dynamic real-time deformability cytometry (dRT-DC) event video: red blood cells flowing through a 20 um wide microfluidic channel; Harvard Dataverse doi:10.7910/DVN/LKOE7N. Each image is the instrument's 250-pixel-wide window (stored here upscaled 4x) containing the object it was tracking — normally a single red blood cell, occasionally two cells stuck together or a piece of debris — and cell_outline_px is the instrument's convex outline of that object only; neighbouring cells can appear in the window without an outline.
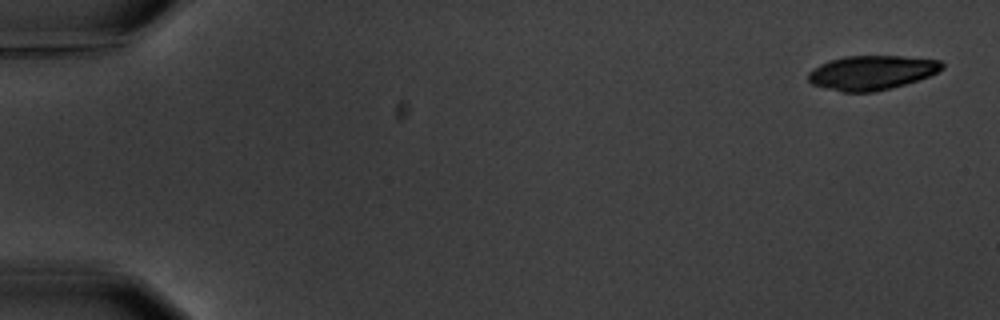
{"species": "common noctule bat (a hibernating species)", "species_latin": "Nyctalus noctula", "temperature_condition": "warm", "stored_images_in_passage": 11, "camera_frame_rate_fps": 3000, "um_per_image_px": 0.085, "animal": {"sex": "male", "body_mass_g": 20.1, "forearm_length_mm": 53.5}, "frame": {"image": 1, "passage_image": 1, "time_ms": 0.0, "image_size_px": [1000, 320], "cell_outline_px": [[944, 68], [928, 76], [892, 88], [876, 92], [840, 92], [824, 88], [812, 84], [808, 80], [808, 72], [812, 68], [828, 60], [844, 56], [900, 56], [940, 60], [944, 64]], "centroid_in_image_um": [74.05, 6.17], "position_along_channel_um": 11.0, "area_um2": 26.88}}
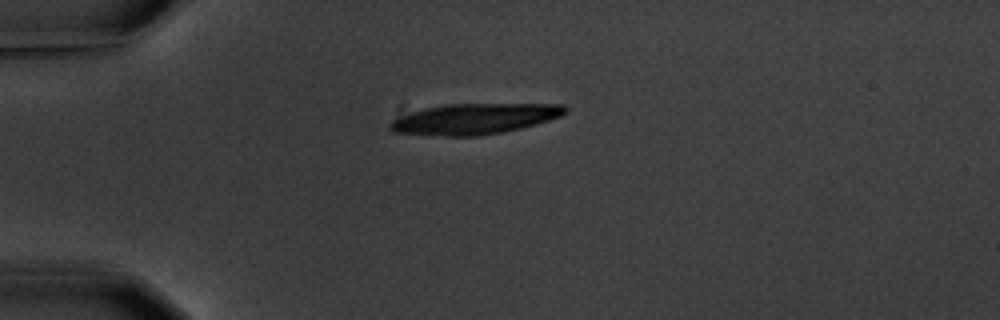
{"frame": {"image": 2, "passage_image": 4, "time_ms": 4.333, "image_size_px": [1000, 320], "cell_outline_px": [[568, 112], [560, 116], [536, 124], [520, 128], [500, 132], [476, 136], [444, 136], [392, 132], [388, 128], [388, 124], [392, 120], [412, 112], [424, 108], [448, 104], [564, 104], [568, 108]], "centroid_in_image_um": [40.33, 10.1], "position_along_channel_um": 44.7, "area_um2": 31.1}}